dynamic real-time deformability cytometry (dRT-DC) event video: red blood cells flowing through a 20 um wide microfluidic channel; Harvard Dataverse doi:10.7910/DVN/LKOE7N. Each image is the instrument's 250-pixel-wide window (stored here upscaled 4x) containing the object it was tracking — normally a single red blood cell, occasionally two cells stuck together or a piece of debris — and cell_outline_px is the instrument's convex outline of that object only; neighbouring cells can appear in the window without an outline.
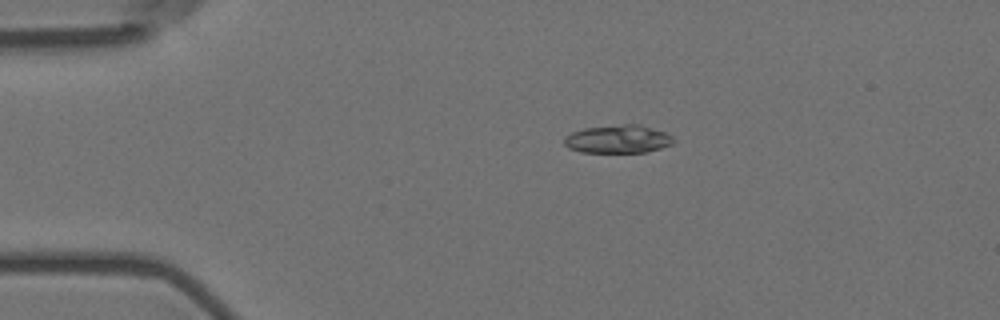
{"species": "Egyptian fruit bat (a non-hibernating species)", "species_latin": "Rousettus aegyptiacus", "temperature_condition": "room temperature", "stored_images_in_passage": 3, "camera_frame_rate_fps": 3000, "um_per_image_px": 0.085, "animal": {"sex": "female"}, "frame": {"image": 1, "passage_image": 1, "time_ms": 0.0, "image_size_px": [1000, 320], "cell_outline_px": [[672, 144], [660, 148], [644, 152], [580, 152], [568, 148], [564, 144], [564, 140], [572, 132], [584, 128], [624, 124], [640, 124], [664, 132], [672, 136]], "centroid_in_image_um": [52.51, 11.82], "position_along_channel_um": 32.5, "area_um2": 17.69}}
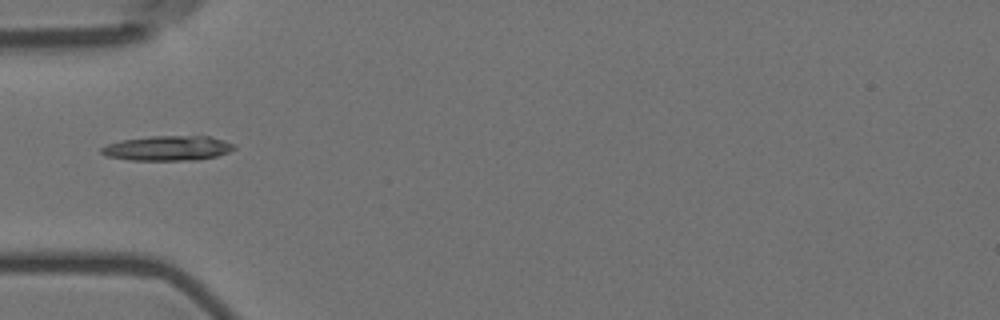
{"frame": {"image": 2, "passage_image": 3, "time_ms": 0.667, "image_size_px": [1000, 320], "cell_outline_px": [[236, 148], [228, 152], [216, 156], [196, 160], [132, 160], [108, 156], [100, 152], [100, 148], [108, 144], [120, 140], [148, 136], [208, 136], [224, 140], [236, 144]], "centroid_in_image_um": [14.28, 12.59], "position_along_channel_um": 70.7, "area_um2": 19.25}}